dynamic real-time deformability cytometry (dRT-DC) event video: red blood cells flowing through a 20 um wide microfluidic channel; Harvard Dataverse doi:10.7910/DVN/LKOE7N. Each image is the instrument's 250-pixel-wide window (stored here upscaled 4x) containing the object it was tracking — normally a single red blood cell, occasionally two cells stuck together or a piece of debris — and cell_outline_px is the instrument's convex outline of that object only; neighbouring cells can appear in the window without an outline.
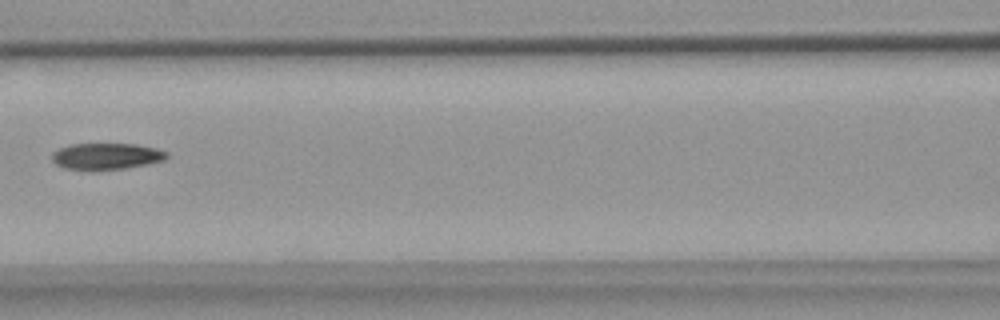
{"species": "common noctule bat (a hibernating species)", "species_latin": "Nyctalus noctula", "temperature_condition": "warm", "stored_images_in_passage": 4, "camera_frame_rate_fps": 3000, "um_per_image_px": 0.085, "animal": {"sex": "female", "body_mass_g": 18.4}, "frame": {"image": 1, "passage_image": 4, "time_ms": 3.667, "image_size_px": [1000, 320], "cell_outline_px": [[168, 156], [164, 160], [148, 164], [124, 168], [92, 172], [64, 168], [56, 164], [52, 160], [52, 152], [60, 148], [72, 144], [136, 144], [156, 148], [168, 152]], "centroid_in_image_um": [9.02, 13.31], "position_along_channel_um": 157.6, "area_um2": 18.03}}